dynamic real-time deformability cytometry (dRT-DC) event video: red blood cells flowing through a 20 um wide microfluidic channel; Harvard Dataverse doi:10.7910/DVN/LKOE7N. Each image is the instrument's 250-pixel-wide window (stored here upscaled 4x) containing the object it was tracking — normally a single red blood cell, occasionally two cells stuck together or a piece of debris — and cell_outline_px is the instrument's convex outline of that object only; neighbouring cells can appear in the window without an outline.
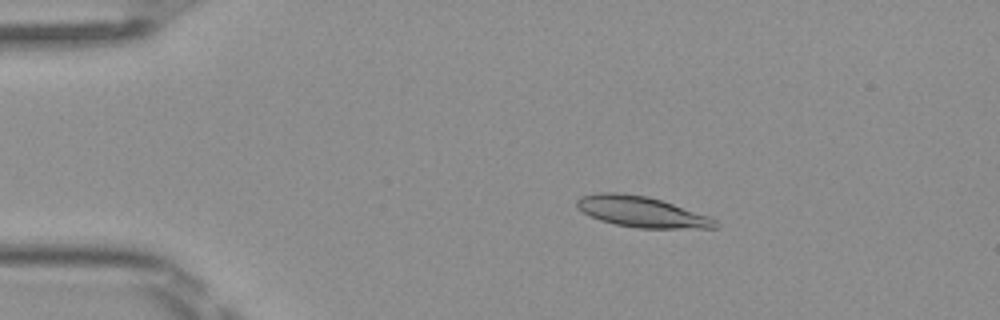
{"species": "Egyptian fruit bat (a non-hibernating species)", "species_latin": "Rousettus aegyptiacus", "temperature_condition": "room temperature", "stored_images_in_passage": 50, "camera_frame_rate_fps": 3000, "um_per_image_px": 0.085, "frame": {"image": 1, "passage_image": 10, "time_ms": 3.0, "image_size_px": [1000, 320], "cell_outline_px": [[716, 228], [636, 228], [616, 224], [600, 220], [576, 208], [576, 200], [580, 196], [596, 192], [616, 192], [648, 196], [708, 216], [716, 220]], "centroid_in_image_um": [54.47, 17.99], "position_along_channel_um": 30.5, "area_um2": 24.57}}
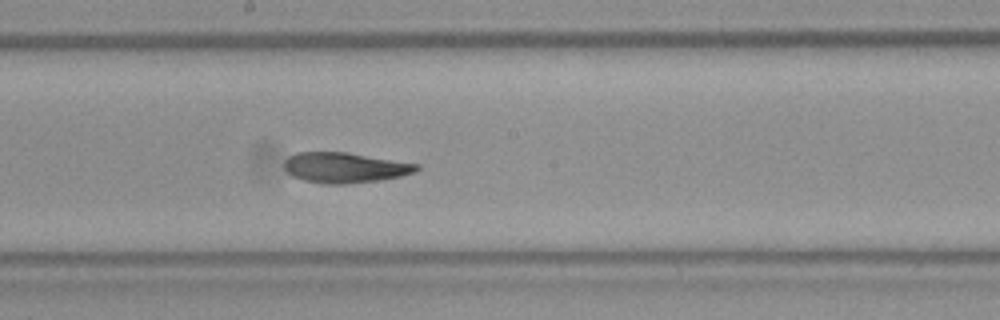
{"frame": {"image": 2, "passage_image": 28, "time_ms": 9.0, "image_size_px": [1000, 320], "cell_outline_px": [[420, 168], [416, 172], [400, 176], [380, 180], [344, 184], [324, 184], [304, 180], [292, 176], [284, 168], [284, 160], [288, 156], [296, 152], [348, 152], [420, 164]], "centroid_in_image_um": [29.31, 14.24], "position_along_channel_um": 218.9, "area_um2": 23.58}}
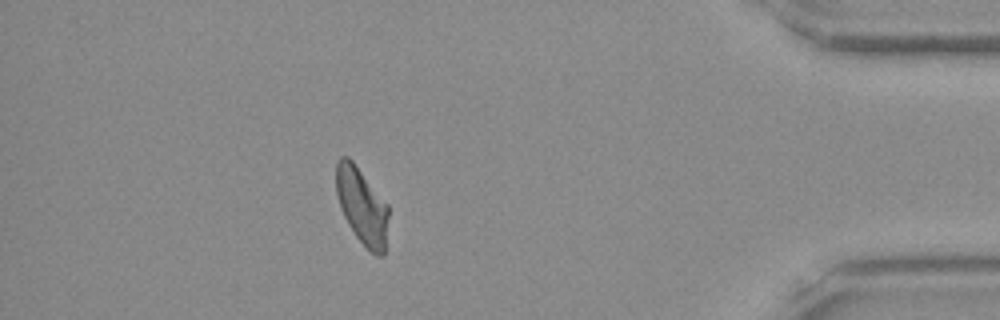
{"frame": {"image": 3, "passage_image": 45, "time_ms": 14.667, "image_size_px": [1000, 320], "cell_outline_px": [[388, 216], [384, 256], [376, 256], [356, 236], [348, 224], [340, 208], [336, 192], [336, 164], [340, 156], [348, 156], [352, 160], [388, 204]], "centroid_in_image_um": [30.76, 17.49], "position_along_channel_um": 404.4, "area_um2": 23.18}, "authors_computed_cell_mechanics": {"area_um2": 23.987, "velocity_mm_per_s": 4.0651, "shape_relaxation_time_tau1_ms": null, "shape_relaxation_time_tau2_ms": 6.4762, "deformation_change_tau1": null, "deformation_change_tau2": 0.1206}}